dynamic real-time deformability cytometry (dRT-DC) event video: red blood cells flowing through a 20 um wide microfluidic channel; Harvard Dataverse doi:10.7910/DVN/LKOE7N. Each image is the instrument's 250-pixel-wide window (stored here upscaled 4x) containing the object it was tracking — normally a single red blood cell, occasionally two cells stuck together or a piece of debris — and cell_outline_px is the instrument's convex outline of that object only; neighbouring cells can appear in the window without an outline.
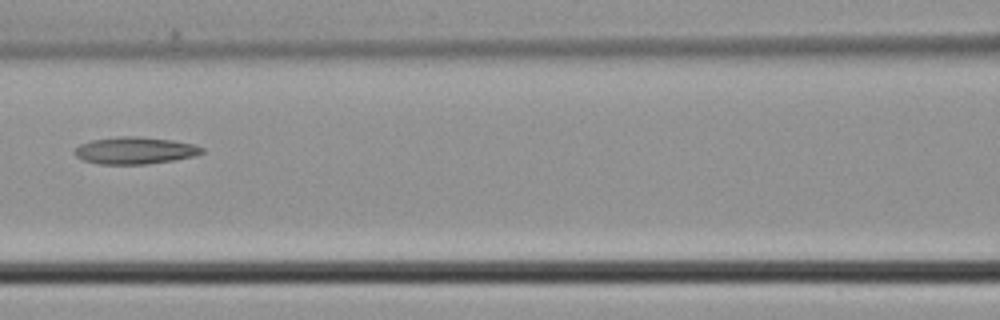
{"species": "common noctule bat (a hibernating species)", "species_latin": "Nyctalus noctula", "temperature_condition": "cold", "stored_images_in_passage": 5, "camera_frame_rate_fps": 3000, "um_per_image_px": 0.085, "animal": {"sex": "male", "body_mass_g": 21.5, "forearm_length_mm": 52.0}, "frame": {"image": 1, "passage_image": 5, "time_ms": 1.333, "image_size_px": [1000, 320], "cell_outline_px": [[204, 152], [196, 156], [148, 164], [100, 164], [84, 160], [76, 156], [76, 148], [80, 144], [92, 140], [120, 136], [140, 136], [172, 140], [192, 144], [204, 148]], "centroid_in_image_um": [11.5, 12.79], "position_along_channel_um": 155.1, "area_um2": 19.94}}